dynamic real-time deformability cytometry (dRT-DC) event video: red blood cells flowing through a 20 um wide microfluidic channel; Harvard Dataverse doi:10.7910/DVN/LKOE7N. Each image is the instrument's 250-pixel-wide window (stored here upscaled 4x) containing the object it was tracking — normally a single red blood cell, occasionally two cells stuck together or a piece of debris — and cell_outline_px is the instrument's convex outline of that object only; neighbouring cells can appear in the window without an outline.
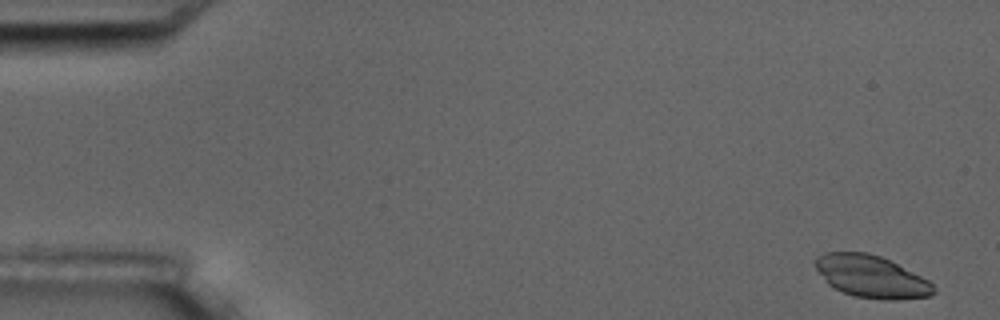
{"species": "common noctule bat (a hibernating species)", "species_latin": "Nyctalus noctula", "temperature_condition": "room temperature", "stored_images_in_passage": 15, "camera_frame_rate_fps": 3000, "um_per_image_px": 0.085, "animal": {"sex": "male", "body_mass_g": 17.5, "forearm_length_mm": 52.3}, "frame": {"image": 1, "passage_image": 1, "time_ms": 0.0, "image_size_px": [1000, 320], "cell_outline_px": [[936, 292], [932, 296], [896, 300], [888, 300], [856, 296], [832, 288], [828, 284], [812, 264], [816, 256], [824, 252], [868, 252], [880, 256], [928, 280], [936, 288]], "centroid_in_image_um": [74.03, 23.5], "position_along_channel_um": 11.0, "area_um2": 29.13}}
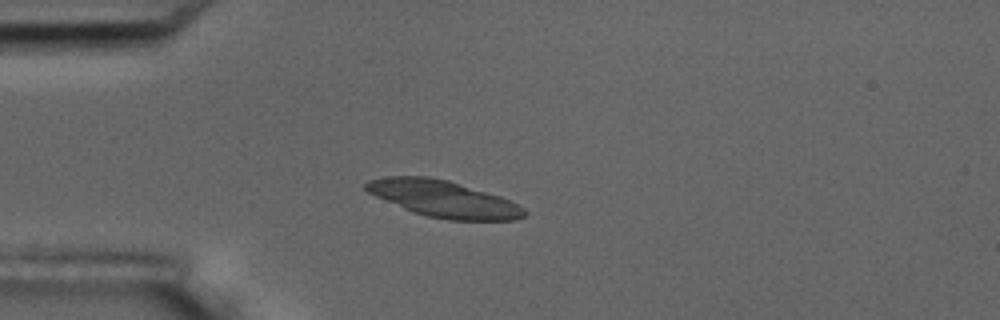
{"frame": {"image": 2, "passage_image": 4, "time_ms": 4.333, "image_size_px": [1000, 320], "cell_outline_px": [[528, 212], [524, 216], [516, 220], [448, 220], [428, 216], [412, 212], [376, 196], [368, 192], [364, 188], [364, 184], [368, 180], [384, 176], [428, 176], [448, 180], [500, 196], [524, 208]], "centroid_in_image_um": [37.68, 16.9], "position_along_channel_um": 47.3, "area_um2": 33.64}}